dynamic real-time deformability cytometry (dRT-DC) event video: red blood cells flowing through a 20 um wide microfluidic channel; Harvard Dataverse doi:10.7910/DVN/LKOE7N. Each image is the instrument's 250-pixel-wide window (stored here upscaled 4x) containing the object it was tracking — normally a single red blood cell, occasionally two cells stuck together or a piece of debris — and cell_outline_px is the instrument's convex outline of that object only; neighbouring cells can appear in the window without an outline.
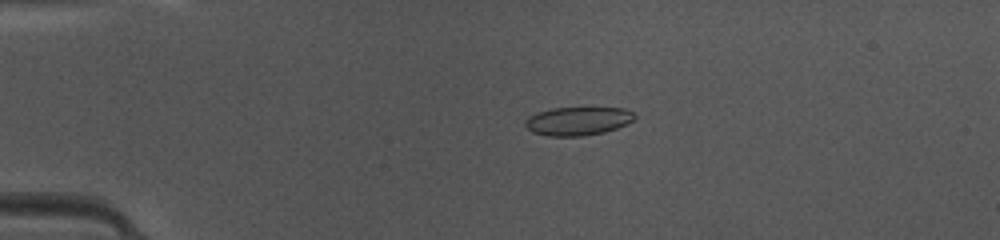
{"species": "common noctule bat (a hibernating species)", "species_latin": "Nyctalus noctula", "temperature_condition": "warm", "stored_images_in_passage": 38, "camera_frame_rate_fps": 3000, "um_per_image_px": 0.085, "animal": {"sex": "female", "body_mass_g": 10.0, "forearm_length_mm": 53.1}, "frame": {"image": 1, "passage_image": 1, "time_ms": 0.0, "image_size_px": [1000, 240], "cell_outline_px": [[636, 116], [628, 124], [604, 132], [584, 136], [548, 136], [532, 132], [524, 124], [524, 120], [528, 116], [536, 112], [552, 108], [624, 108], [636, 112]], "centroid_in_image_um": [49.12, 10.28], "position_along_channel_um": 35.9, "area_um2": 18.32}}
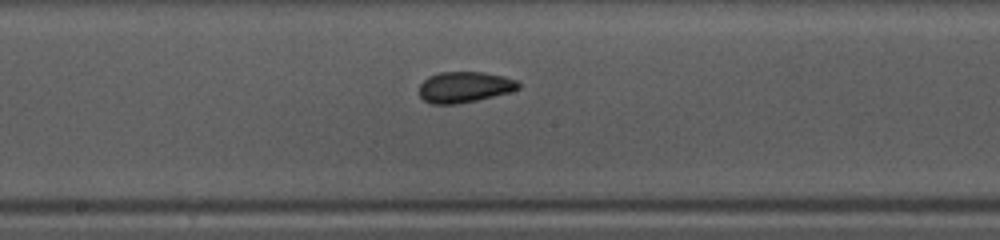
{"frame": {"image": 2, "passage_image": 16, "time_ms": 5.0, "image_size_px": [1000, 240], "cell_outline_px": [[520, 88], [512, 92], [460, 104], [432, 104], [424, 100], [420, 96], [420, 84], [428, 76], [440, 72], [484, 72], [504, 76], [516, 80], [520, 84]], "centroid_in_image_um": [39.51, 7.4], "position_along_channel_um": 208.7, "area_um2": 18.03}}
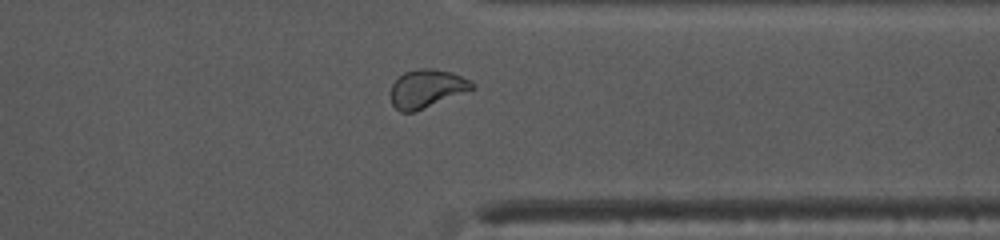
{"frame": {"image": 3, "passage_image": 28, "time_ms": 9.0, "image_size_px": [1000, 240], "cell_outline_px": [[476, 88], [412, 112], [400, 112], [392, 104], [392, 84], [404, 72], [420, 68], [432, 68], [452, 72], [476, 84]], "centroid_in_image_um": [36.28, 7.51], "position_along_channel_um": 375.1, "area_um2": 17.8}, "authors_computed_cell_mechanics": {"area_um2": 18.0336, "velocity_mm_per_s": 4.1935, "shape_relaxation_time_tau1_ms": 9.5662, "shape_relaxation_time_tau2_ms": 1.3001, "deformation_change_tau1": 0.1557, "deformation_change_tau2": 0.0512}}